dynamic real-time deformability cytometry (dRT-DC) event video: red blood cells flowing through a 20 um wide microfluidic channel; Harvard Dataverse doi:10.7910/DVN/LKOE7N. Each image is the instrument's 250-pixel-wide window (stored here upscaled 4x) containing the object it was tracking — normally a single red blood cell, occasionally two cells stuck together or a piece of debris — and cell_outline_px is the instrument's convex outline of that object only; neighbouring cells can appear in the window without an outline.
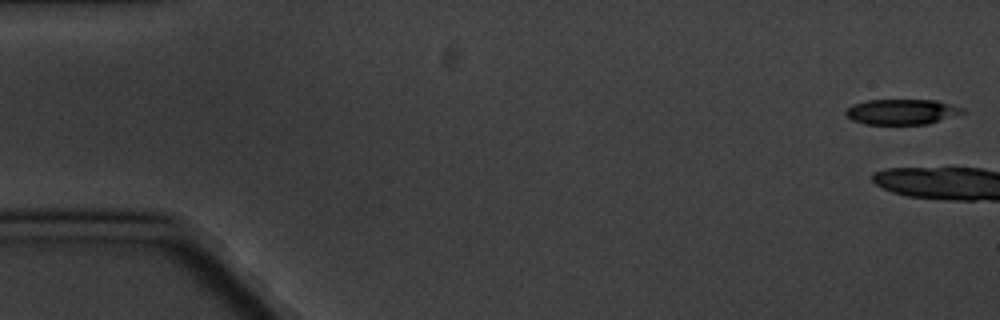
{"species": "common noctule bat (a hibernating species)", "species_latin": "Nyctalus noctula", "temperature_condition": "cold", "stored_images_in_passage": 3, "camera_frame_rate_fps": 3000, "um_per_image_px": 0.085, "animal": {"sex": "male", "body_mass_g": 20.1, "forearm_length_mm": 53.5}, "frame": {"image": 1, "passage_image": 1, "time_ms": 0.0, "image_size_px": [1000, 320], "cell_outline_px": [[968, 112], [928, 124], [864, 124], [852, 120], [844, 112], [852, 104], [868, 100], [936, 100], [964, 108]], "centroid_in_image_um": [76.68, 9.5], "position_along_channel_um": 8.3, "area_um2": 17.34}}